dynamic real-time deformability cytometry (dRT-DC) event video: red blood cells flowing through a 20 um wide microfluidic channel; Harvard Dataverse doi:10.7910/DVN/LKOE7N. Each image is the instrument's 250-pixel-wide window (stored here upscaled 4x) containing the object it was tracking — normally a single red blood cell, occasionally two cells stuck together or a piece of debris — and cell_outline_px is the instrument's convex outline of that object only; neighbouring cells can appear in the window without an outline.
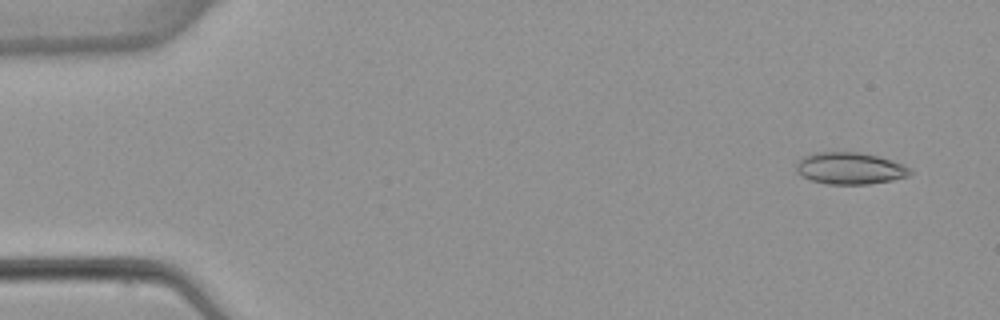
{"species": "common noctule bat (a hibernating species)", "species_latin": "Nyctalus noctula", "temperature_condition": "warm", "stored_images_in_passage": 5, "camera_frame_rate_fps": 3000, "um_per_image_px": 0.085, "animal": {"sex": "female", "body_mass_g": 22.7, "forearm_length_mm": 54.2}, "frame": {"image": 1, "passage_image": 1, "time_ms": 0.0, "image_size_px": [1000, 320], "cell_outline_px": [[912, 172], [908, 176], [892, 180], [868, 184], [828, 184], [812, 180], [796, 172], [796, 160], [804, 156], [816, 152], [860, 152], [892, 160], [912, 168]], "centroid_in_image_um": [72.24, 14.3], "position_along_channel_um": 12.8, "area_um2": 21.15}}
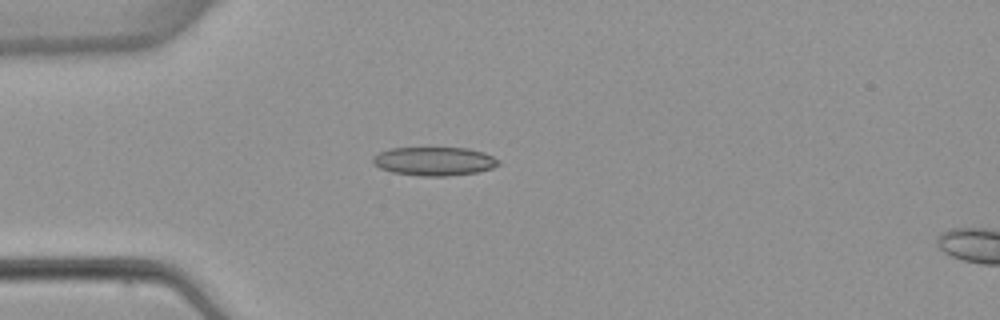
{"frame": {"image": 2, "passage_image": 4, "time_ms": 3.667, "image_size_px": [1000, 320], "cell_outline_px": [[500, 164], [492, 168], [476, 172], [444, 176], [420, 176], [392, 172], [380, 168], [372, 164], [372, 156], [380, 152], [392, 148], [468, 148], [484, 152], [500, 160]], "centroid_in_image_um": [36.9, 13.7], "position_along_channel_um": 48.1, "area_um2": 20.98}}